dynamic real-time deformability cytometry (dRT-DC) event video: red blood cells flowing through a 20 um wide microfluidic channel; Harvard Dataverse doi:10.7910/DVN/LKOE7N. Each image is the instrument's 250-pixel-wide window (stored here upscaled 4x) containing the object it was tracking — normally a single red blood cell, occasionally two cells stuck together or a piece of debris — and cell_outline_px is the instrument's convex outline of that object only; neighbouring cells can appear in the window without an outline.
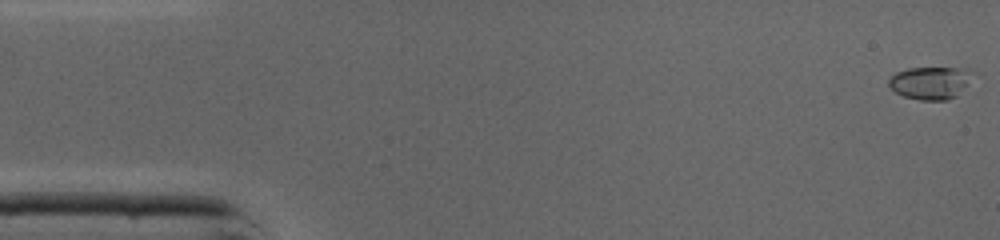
{"species": "common noctule bat (a hibernating species)", "species_latin": "Nyctalus noctula", "temperature_condition": "cold", "stored_images_in_passage": 46, "camera_frame_rate_fps": 3000, "um_per_image_px": 0.085, "animal": {"sex": "male", "body_mass_g": 19.0, "forearm_length_mm": 50.8}, "frame": {"image": 1, "passage_image": 1, "time_ms": 0.0, "image_size_px": [1000, 240], "cell_outline_px": [[972, 72], [956, 96], [948, 100], [920, 100], [904, 96], [896, 92], [888, 84], [888, 80], [896, 72], [908, 68], [968, 68]], "centroid_in_image_um": [79.01, 7.03], "position_along_channel_um": 6.0, "area_um2": 15.49}}
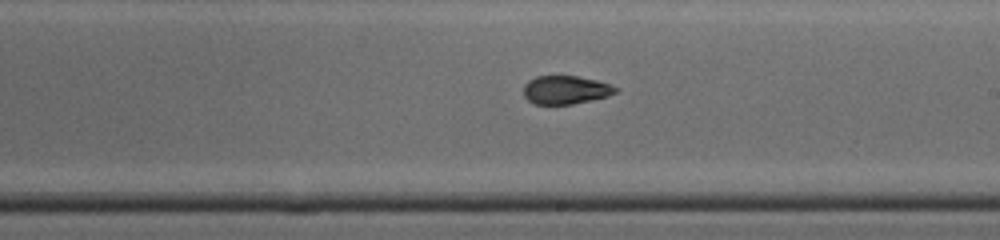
{"frame": {"image": 2, "passage_image": 26, "time_ms": 8.333, "image_size_px": [1000, 240], "cell_outline_px": [[620, 88], [616, 92], [608, 96], [592, 100], [572, 104], [536, 104], [528, 100], [524, 96], [524, 84], [528, 80], [536, 76], [576, 76], [596, 80]], "centroid_in_image_um": [48.07, 7.64], "position_along_channel_um": 240.9, "area_um2": 15.2}}
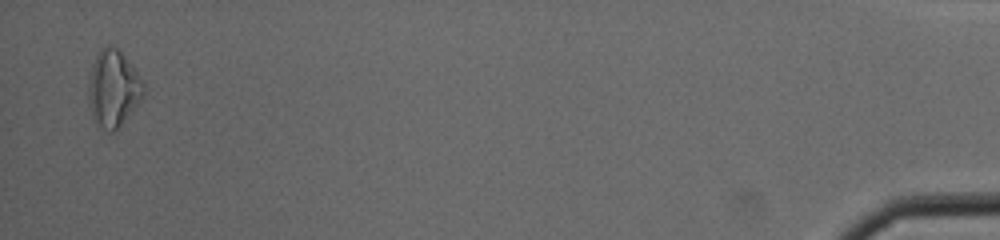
{"frame": {"image": 3, "passage_image": 45, "time_ms": 14.667, "image_size_px": [1000, 240], "cell_outline_px": [[144, 92], [140, 100], [116, 132], [108, 132], [100, 128], [92, 120], [88, 92], [88, 88], [92, 68], [96, 56], [100, 48], [116, 48], [124, 56], [144, 80]], "centroid_in_image_um": [9.63, 7.6], "position_along_channel_um": 425.6, "area_um2": 24.33}, "authors_computed_cell_mechanics": {"area_um2": 15.5771, "velocity_mm_per_s": 4.394, "shape_relaxation_time_tau1_ms": null, "shape_relaxation_time_tau2_ms": 1.6018, "deformation_change_tau1": null, "deformation_change_tau2": 0.0687}}